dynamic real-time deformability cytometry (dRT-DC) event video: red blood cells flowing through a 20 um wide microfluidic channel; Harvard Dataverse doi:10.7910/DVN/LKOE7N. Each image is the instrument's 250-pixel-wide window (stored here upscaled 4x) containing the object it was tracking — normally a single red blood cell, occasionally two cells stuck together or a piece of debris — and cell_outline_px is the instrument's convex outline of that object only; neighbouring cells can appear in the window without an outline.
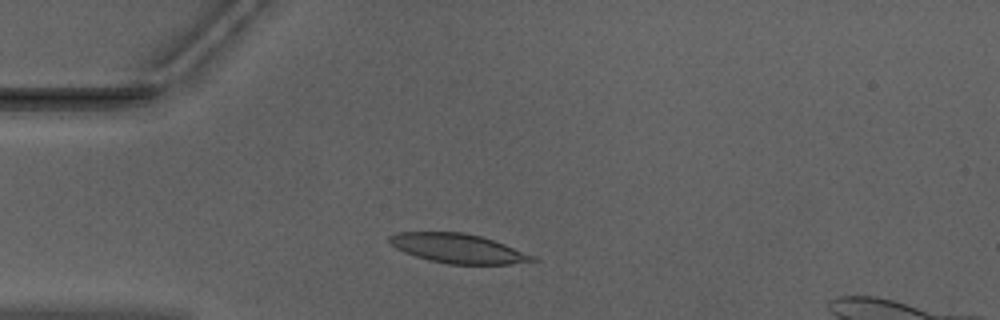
{"species": "Egyptian fruit bat (a non-hibernating species)", "species_latin": "Rousettus aegyptiacus", "temperature_condition": "warm", "stored_images_in_passage": 38, "camera_frame_rate_fps": 3000, "um_per_image_px": 0.085, "animal": {"sex": "male"}, "frame": {"image": 1, "passage_image": 6, "time_ms": 1.667, "image_size_px": [1000, 320], "cell_outline_px": [[540, 260], [512, 264], [448, 264], [428, 260], [416, 256], [396, 248], [388, 240], [388, 236], [400, 232], [464, 232], [480, 236], [504, 244], [536, 256]], "centroid_in_image_um": [38.96, 21.12], "position_along_channel_um": 46.0, "area_um2": 24.33}}
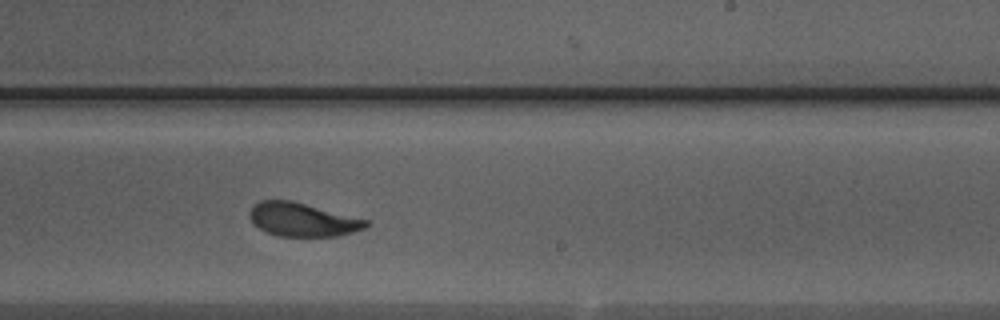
{"frame": {"image": 2, "passage_image": 24, "time_ms": 7.667, "image_size_px": [1000, 320], "cell_outline_px": [[372, 224], [364, 228], [352, 232], [336, 236], [276, 236], [260, 228], [252, 220], [252, 204], [260, 200], [292, 200], [368, 220]], "centroid_in_image_um": [25.75, 18.66], "position_along_channel_um": 263.2, "area_um2": 22.48}}
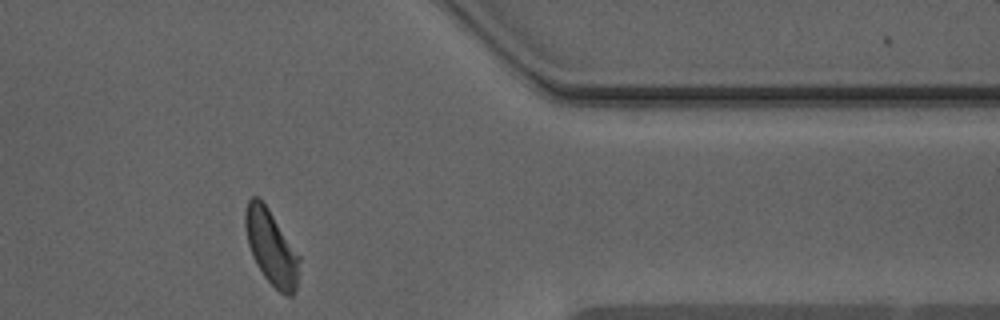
{"frame": {"image": 3, "passage_image": 35, "time_ms": 11.333, "image_size_px": [1000, 320], "cell_outline_px": [[300, 260], [296, 288], [292, 296], [284, 296], [264, 276], [256, 264], [252, 256], [248, 244], [244, 224], [244, 212], [248, 200], [252, 196], [256, 196], [268, 208], [300, 256]], "centroid_in_image_um": [23.05, 21.03], "position_along_channel_um": 388.4, "area_um2": 23.41}, "authors_computed_cell_mechanics": {"area_um2": 24.2471, "velocity_mm_per_s": 3.933, "shape_relaxation_time_tau1_ms": 2.5376, "shape_relaxation_time_tau2_ms": 1.1562, "deformation_change_tau1": 0.1377, "deformation_change_tau2": 0.0669}}